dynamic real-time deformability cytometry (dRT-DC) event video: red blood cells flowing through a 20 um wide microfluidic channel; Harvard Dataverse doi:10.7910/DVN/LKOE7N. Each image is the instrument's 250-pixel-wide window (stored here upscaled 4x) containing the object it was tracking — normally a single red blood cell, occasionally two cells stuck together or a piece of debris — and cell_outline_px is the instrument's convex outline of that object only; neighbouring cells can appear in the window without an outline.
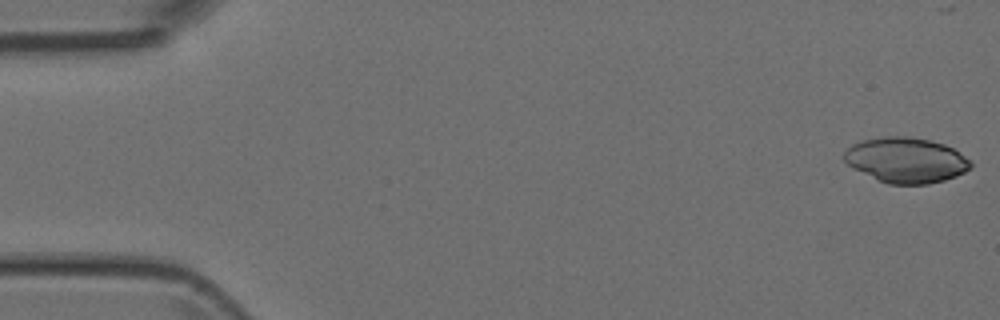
{"species": "Egyptian fruit bat (a non-hibernating species)", "species_latin": "Rousettus aegyptiacus", "temperature_condition": "room temperature", "stored_images_in_passage": 5, "camera_frame_rate_fps": 3000, "um_per_image_px": 0.085, "animal": {"sex": "female"}, "frame": {"image": 1, "passage_image": 1, "time_ms": 0.0, "image_size_px": [1000, 320], "cell_outline_px": [[972, 168], [956, 176], [944, 180], [928, 184], [888, 184], [852, 168], [844, 160], [844, 152], [852, 144], [860, 140], [884, 136], [908, 136], [928, 140], [944, 144], [952, 148], [972, 160]], "centroid_in_image_um": [77.02, 13.6], "position_along_channel_um": 8.0, "area_um2": 33.47}}